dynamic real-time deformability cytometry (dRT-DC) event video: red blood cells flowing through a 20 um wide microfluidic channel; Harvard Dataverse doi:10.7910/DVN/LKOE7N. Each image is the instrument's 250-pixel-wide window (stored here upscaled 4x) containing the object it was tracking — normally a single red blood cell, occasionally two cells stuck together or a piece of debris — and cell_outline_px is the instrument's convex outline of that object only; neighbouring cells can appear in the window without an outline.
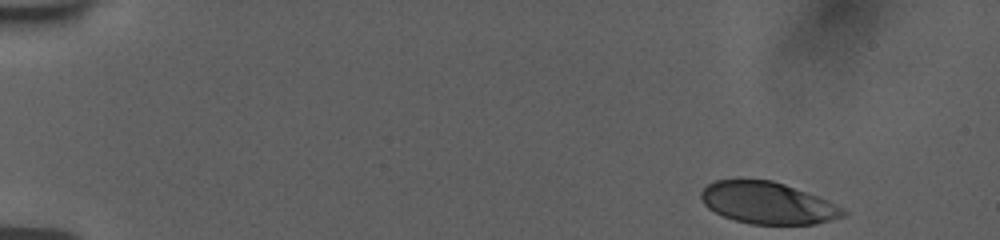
{"species": "human", "species_latin": "Homo sapiens", "temperature_condition": "room temperature", "stored_images_in_passage": 40, "camera_frame_rate_fps": 3000, "um_per_image_px": 0.085, "donor": {"sex": "female"}, "frame": {"image": 1, "passage_image": 1, "time_ms": 0.0, "image_size_px": [1000, 240], "cell_outline_px": [[848, 212], [844, 216], [816, 224], [752, 224], [736, 220], [724, 216], [708, 208], [704, 204], [700, 196], [700, 192], [708, 184], [716, 180], [772, 180], [820, 196], [844, 208]], "centroid_in_image_um": [65.29, 17.25], "position_along_channel_um": 19.7, "area_um2": 34.56}}
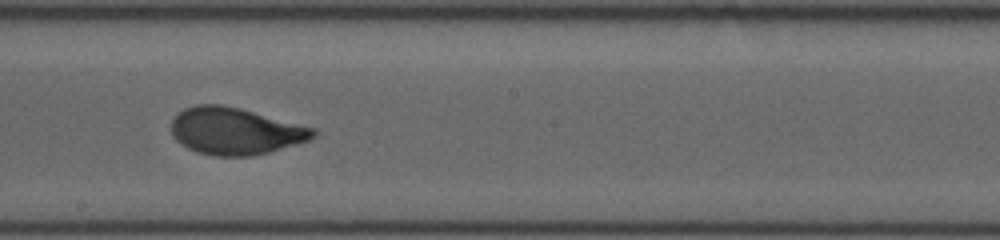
{"frame": {"image": 2, "passage_image": 23, "time_ms": 9.0, "image_size_px": [1000, 240], "cell_outline_px": [[316, 136], [308, 140], [268, 152], [252, 156], [216, 156], [196, 152], [180, 144], [172, 136], [172, 120], [176, 112], [184, 108], [196, 104], [220, 104], [240, 108], [316, 128]], "centroid_in_image_um": [19.96, 11.13], "position_along_channel_um": 228.2, "area_um2": 38.96}}
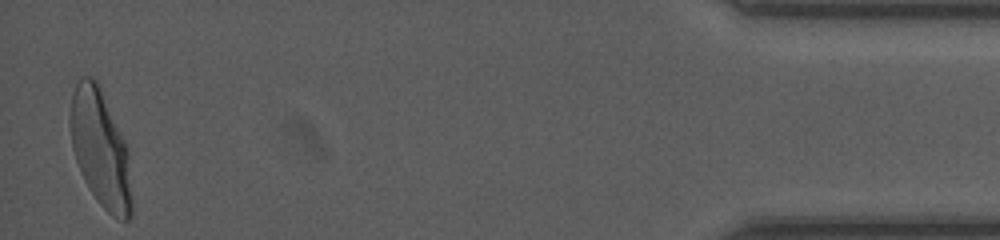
{"frame": {"image": 3, "passage_image": 40, "time_ms": 16.333, "image_size_px": [1000, 240], "cell_outline_px": [[132, 216], [128, 220], [120, 220], [112, 216], [96, 200], [84, 180], [80, 172], [72, 148], [72, 96], [76, 84], [84, 76], [92, 76], [96, 80], [100, 88], [128, 148], [132, 204]], "centroid_in_image_um": [8.57, 12.72], "position_along_channel_um": 426.6, "area_um2": 41.21}, "authors_computed_cell_mechanics": {"area_um2": 38.9572, "velocity_mm_per_s": 3.7406, "shape_relaxation_time_tau1_ms": 3.5751, "shape_relaxation_time_tau2_ms": null, "deformation_change_tau1": 0.1776, "deformation_change_tau2": null}}